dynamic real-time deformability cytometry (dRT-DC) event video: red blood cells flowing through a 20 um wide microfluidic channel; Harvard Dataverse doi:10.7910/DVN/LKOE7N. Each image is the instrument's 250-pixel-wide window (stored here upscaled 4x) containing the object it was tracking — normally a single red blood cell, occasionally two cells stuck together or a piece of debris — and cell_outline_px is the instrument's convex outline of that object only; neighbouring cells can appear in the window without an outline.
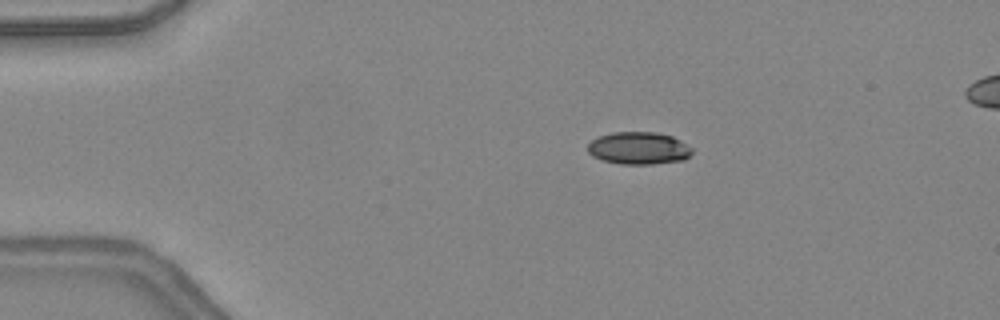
{"species": "common noctule bat (a hibernating species)", "species_latin": "Nyctalus noctula", "temperature_condition": "warm", "stored_images_in_passage": 5, "camera_frame_rate_fps": 3000, "um_per_image_px": 0.085, "animal": {"sex": "female", "body_mass_g": 24.6, "forearm_length_mm": 56.2}, "frame": {"image": 1, "passage_image": 3, "time_ms": 0.667, "image_size_px": [1000, 320], "cell_outline_px": [[692, 152], [684, 160], [652, 164], [620, 164], [604, 160], [592, 156], [588, 152], [588, 144], [592, 140], [600, 136], [612, 132], [656, 132], [672, 136], [680, 140], [692, 148]], "centroid_in_image_um": [54.29, 12.59], "position_along_channel_um": 30.7, "area_um2": 19.65}}